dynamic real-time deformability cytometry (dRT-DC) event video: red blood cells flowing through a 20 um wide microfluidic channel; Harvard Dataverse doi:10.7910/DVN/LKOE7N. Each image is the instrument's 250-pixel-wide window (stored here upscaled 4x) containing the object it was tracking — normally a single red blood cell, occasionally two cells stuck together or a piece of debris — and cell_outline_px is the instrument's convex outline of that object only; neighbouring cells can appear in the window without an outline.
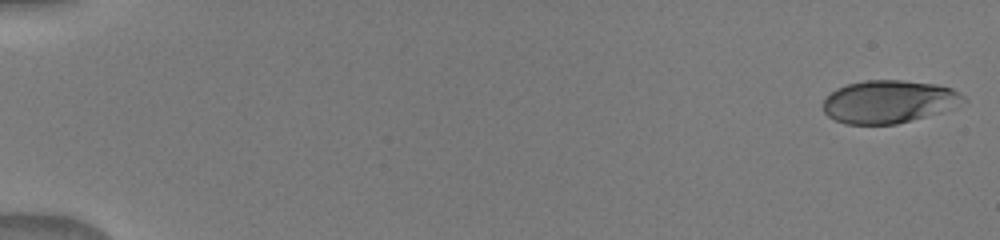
{"species": "human", "species_latin": "Homo sapiens", "temperature_condition": "warm", "stored_images_in_passage": 34, "camera_frame_rate_fps": 3000, "um_per_image_px": 0.085, "donor": {"sex": "male"}, "frame": {"image": 1, "passage_image": 1, "time_ms": 0.0, "image_size_px": [1000, 240], "cell_outline_px": [[968, 100], [956, 108], [896, 124], [844, 124], [828, 116], [824, 112], [824, 100], [836, 88], [848, 84], [864, 80], [904, 80], [936, 84], [952, 88], [960, 92]], "centroid_in_image_um": [75.6, 8.63], "position_along_channel_um": 9.4, "area_um2": 35.2}}
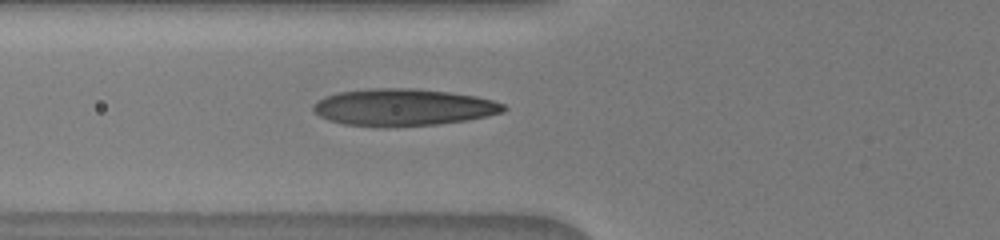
{"frame": {"image": 2, "passage_image": 27, "time_ms": 6.333, "image_size_px": [1000, 240], "cell_outline_px": [[508, 108], [504, 112], [488, 116], [468, 120], [436, 124], [384, 128], [380, 128], [344, 124], [328, 120], [320, 116], [312, 108], [312, 104], [316, 100], [324, 96], [336, 92], [368, 88], [412, 88], [448, 92], [476, 96], [492, 100], [504, 104]], "centroid_in_image_um": [34.24, 9.13], "position_along_channel_um": 91.6, "area_um2": 41.62}}
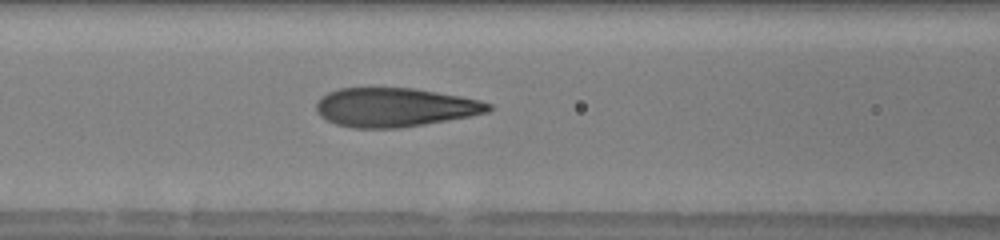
{"frame": {"image": 3, "passage_image": 33, "time_ms": 7.333, "image_size_px": [1000, 240], "cell_outline_px": [[492, 108], [488, 112], [472, 116], [400, 128], [352, 128], [336, 124], [320, 116], [316, 112], [316, 104], [328, 92], [340, 88], [416, 88], [460, 96], [480, 100], [492, 104]], "centroid_in_image_um": [33.58, 9.12], "position_along_channel_um": 133.0, "area_um2": 39.07}}